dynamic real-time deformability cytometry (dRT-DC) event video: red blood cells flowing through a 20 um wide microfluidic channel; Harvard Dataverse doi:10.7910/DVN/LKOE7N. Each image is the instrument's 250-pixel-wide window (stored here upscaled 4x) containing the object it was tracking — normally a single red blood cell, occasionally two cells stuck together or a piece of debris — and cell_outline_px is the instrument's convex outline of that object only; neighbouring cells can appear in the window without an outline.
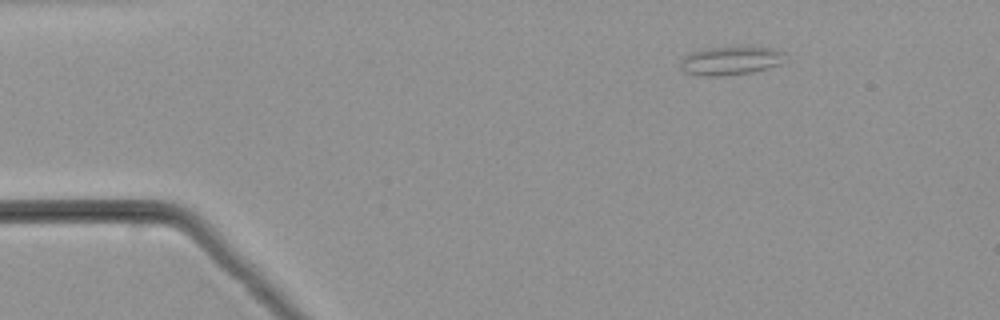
{"species": "common noctule bat (a hibernating species)", "species_latin": "Nyctalus noctula", "temperature_condition": "warm", "stored_images_in_passage": 41, "camera_frame_rate_fps": 3000, "um_per_image_px": 0.085, "animal": {"sex": "male", "body_mass_g": 21.5, "forearm_length_mm": 52.0}, "frame": {"image": 1, "passage_image": 1, "time_ms": 0.0, "image_size_px": [1000, 320], "cell_outline_px": [[784, 52], [780, 64], [768, 68], [752, 72], [720, 76], [700, 76], [684, 72], [680, 64], [680, 60], [684, 56], [692, 52], [704, 48], [736, 44], [776, 48]], "centroid_in_image_um": [62.09, 5.11], "position_along_channel_um": 22.9, "area_um2": 18.15}}
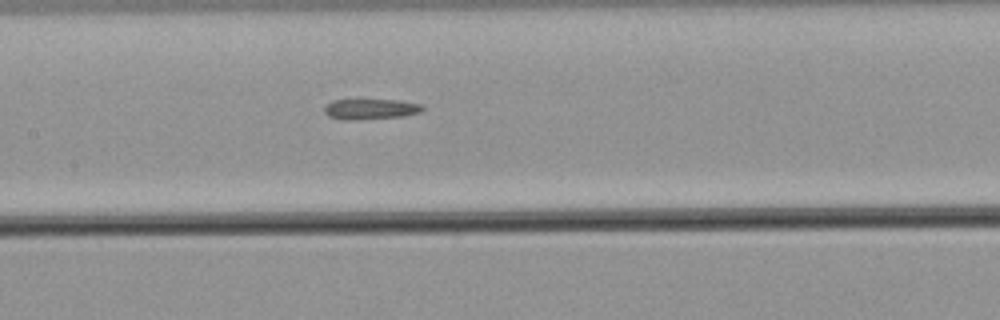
{"frame": {"image": 2, "passage_image": 18, "time_ms": 5.667, "image_size_px": [1000, 320], "cell_outline_px": [[424, 108], [420, 112], [404, 116], [356, 120], [344, 120], [328, 116], [324, 112], [324, 104], [332, 100], [400, 100], [420, 104]], "centroid_in_image_um": [31.45, 9.27], "position_along_channel_um": 175.9, "area_um2": 11.79}}
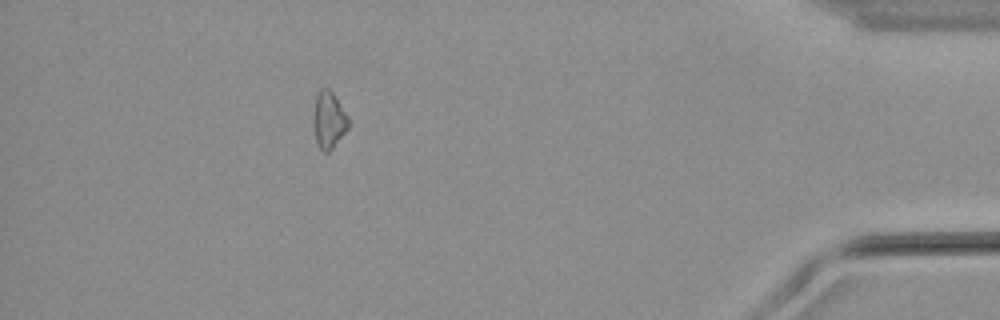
{"frame": {"image": 3, "passage_image": 39, "time_ms": 12.667, "image_size_px": [1000, 320], "cell_outline_px": [[348, 128], [332, 148], [328, 152], [324, 152], [320, 148], [316, 140], [312, 124], [312, 112], [316, 92], [320, 88], [328, 88], [332, 92], [348, 116]], "centroid_in_image_um": [27.9, 10.16], "position_along_channel_um": 407.3, "area_um2": 11.73}}